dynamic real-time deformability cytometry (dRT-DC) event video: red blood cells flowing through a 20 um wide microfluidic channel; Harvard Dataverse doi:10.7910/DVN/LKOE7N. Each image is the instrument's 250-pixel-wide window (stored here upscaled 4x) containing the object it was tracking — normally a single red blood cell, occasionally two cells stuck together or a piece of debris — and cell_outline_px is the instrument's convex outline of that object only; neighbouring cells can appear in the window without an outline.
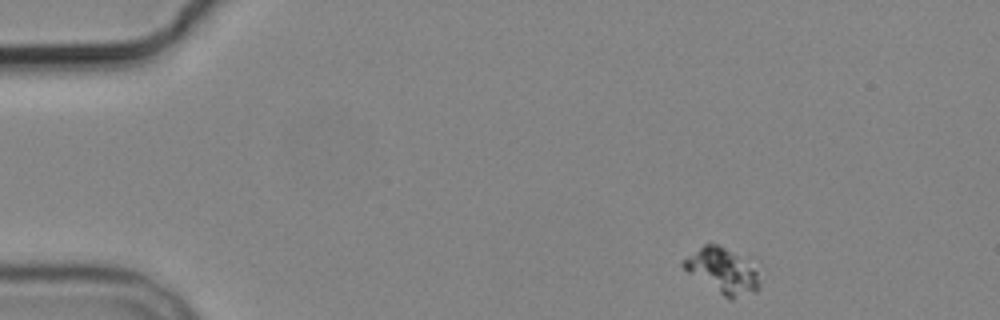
{"species": "common noctule bat (a hibernating species)", "species_latin": "Nyctalus noctula", "temperature_condition": "cold", "stored_images_in_passage": 4, "camera_frame_rate_fps": 3000, "um_per_image_px": 0.085, "animal": {"sex": "male", "body_mass_g": 19.2, "forearm_length_mm": 51.8}, "frame": {"image": 1, "passage_image": 1, "time_ms": 0.0, "image_size_px": [1000, 320], "cell_outline_px": [[764, 280], [760, 288], [756, 292], [732, 300], [724, 296], [688, 272], [680, 264], [688, 256], [704, 244], [716, 244], [724, 248], [736, 256], [752, 268]], "centroid_in_image_um": [61.44, 23.08], "position_along_channel_um": 23.6, "area_um2": 19.31}}
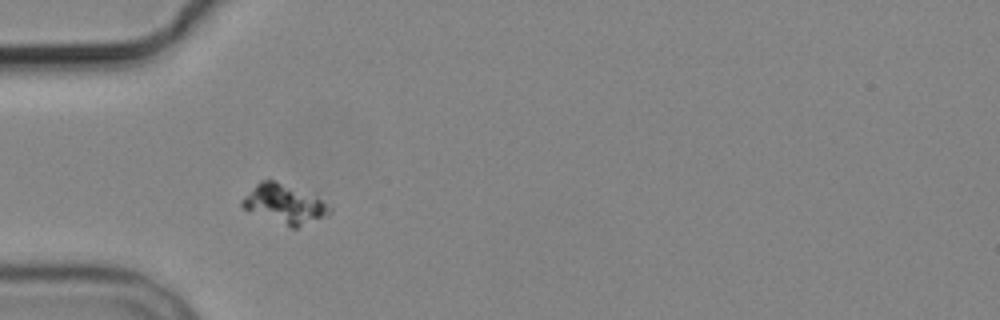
{"frame": {"image": 2, "passage_image": 3, "time_ms": 3.333, "image_size_px": [1000, 320], "cell_outline_px": [[332, 212], [328, 216], [296, 228], [292, 228], [244, 208], [240, 204], [240, 200], [260, 180], [276, 180], [320, 200], [332, 208]], "centroid_in_image_um": [24.17, 17.35], "position_along_channel_um": 60.8, "area_um2": 19.31}}
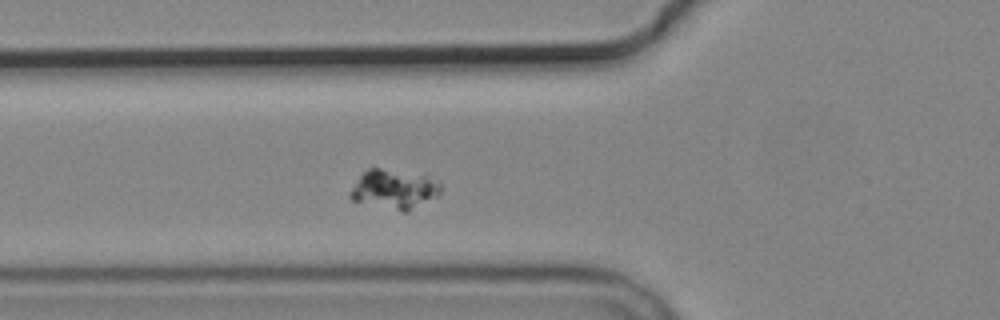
{"frame": {"image": 3, "passage_image": 4, "time_ms": 4.333, "image_size_px": [1000, 320], "cell_outline_px": [[440, 192], [436, 196], [408, 212], [404, 212], [352, 200], [348, 196], [348, 192], [360, 176], [368, 168], [380, 168], [428, 172], [440, 180]], "centroid_in_image_um": [33.57, 16.03], "position_along_channel_um": 92.2, "area_um2": 21.44}}